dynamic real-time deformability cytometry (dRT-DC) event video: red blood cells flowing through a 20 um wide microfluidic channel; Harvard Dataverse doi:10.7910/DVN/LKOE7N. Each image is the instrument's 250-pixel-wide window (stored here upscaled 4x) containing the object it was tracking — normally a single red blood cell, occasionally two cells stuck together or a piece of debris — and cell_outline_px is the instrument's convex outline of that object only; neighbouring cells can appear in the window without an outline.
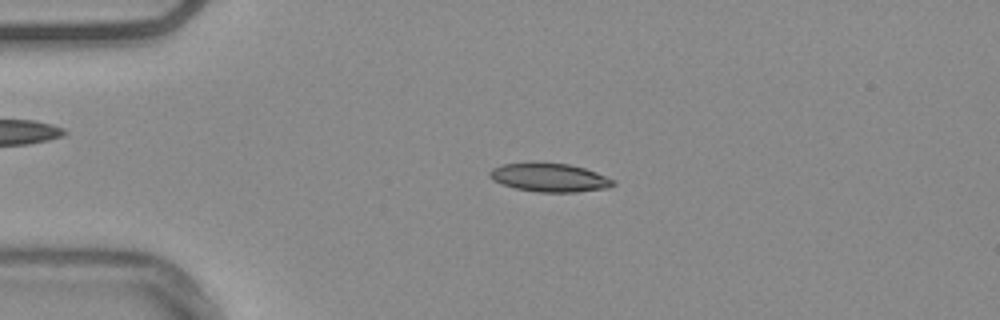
{"species": "common noctule bat (a hibernating species)", "species_latin": "Nyctalus noctula", "temperature_condition": "warm", "stored_images_in_passage": 53, "camera_frame_rate_fps": 3000, "um_per_image_px": 0.085, "animal": {"sex": "male", "body_mass_g": 20.4}, "frame": {"image": 1, "passage_image": 12, "time_ms": 3.667, "image_size_px": [1000, 320], "cell_outline_px": [[616, 184], [608, 188], [576, 192], [540, 192], [516, 188], [500, 184], [492, 180], [488, 176], [488, 172], [492, 168], [500, 164], [568, 164], [584, 168], [596, 172], [616, 180]], "centroid_in_image_um": [46.72, 15.11], "position_along_channel_um": 38.3, "area_um2": 20.29}}
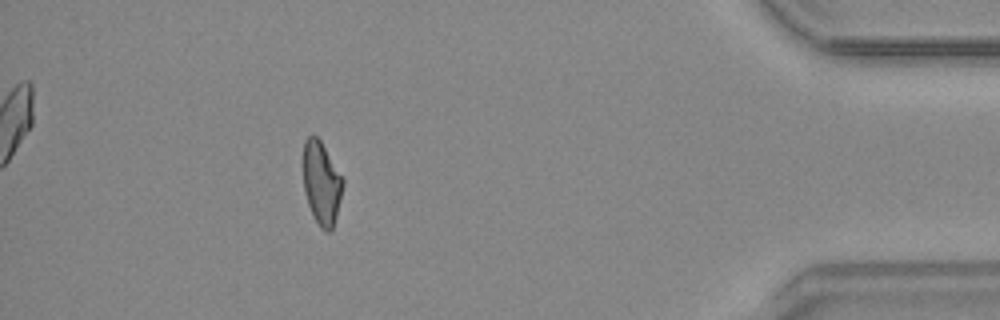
{"frame": {"image": 2, "passage_image": 48, "time_ms": 15.667, "image_size_px": [1000, 320], "cell_outline_px": [[344, 184], [336, 216], [332, 228], [328, 232], [324, 232], [320, 228], [308, 204], [304, 188], [304, 140], [308, 136], [316, 136], [320, 140], [344, 180]], "centroid_in_image_um": [27.34, 15.57], "position_along_channel_um": 407.9, "area_um2": 18.79}, "authors_computed_cell_mechanics": {"area_um2": 20.1144, "velocity_mm_per_s": 3.7733, "shape_relaxation_time_tau1_ms": null, "shape_relaxation_time_tau2_ms": 3.6087, "deformation_change_tau1": null, "deformation_change_tau2": 0.1111}}